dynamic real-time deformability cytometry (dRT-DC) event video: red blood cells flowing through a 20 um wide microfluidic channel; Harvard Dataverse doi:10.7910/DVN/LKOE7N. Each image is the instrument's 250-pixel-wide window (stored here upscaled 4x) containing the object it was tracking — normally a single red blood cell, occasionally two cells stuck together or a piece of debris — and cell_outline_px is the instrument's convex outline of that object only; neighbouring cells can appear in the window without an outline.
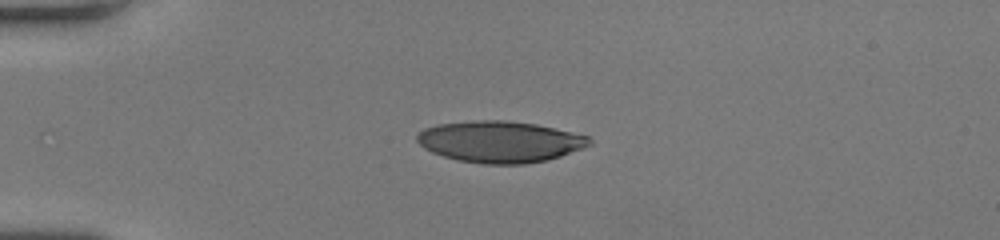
{"species": "human", "species_latin": "Homo sapiens", "temperature_condition": "room temperature", "stored_images_in_passage": 39, "camera_frame_rate_fps": 3000, "um_per_image_px": 0.085, "donor": {"sex": "female"}, "frame": {"image": 1, "passage_image": 1, "time_ms": 0.0, "image_size_px": [1000, 240], "cell_outline_px": [[592, 144], [584, 148], [548, 160], [524, 164], [484, 164], [460, 160], [444, 156], [432, 152], [424, 148], [416, 140], [416, 136], [424, 128], [436, 124], [472, 120], [504, 120], [536, 124], [588, 136], [592, 140]], "centroid_in_image_um": [42.49, 12.04], "position_along_channel_um": 42.5, "area_um2": 41.62}}
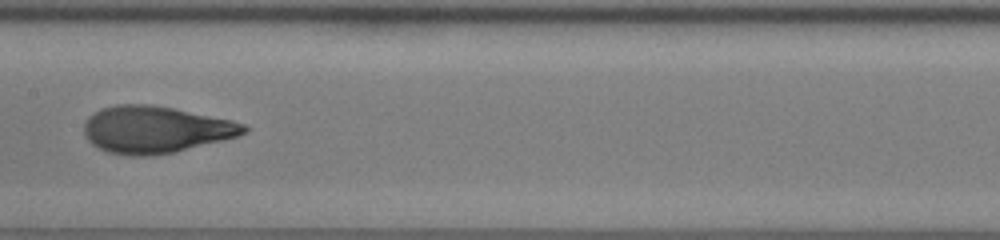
{"frame": {"image": 2, "passage_image": 15, "time_ms": 4.667, "image_size_px": [1000, 240], "cell_outline_px": [[248, 132], [236, 136], [172, 152], [148, 156], [132, 156], [108, 152], [92, 144], [88, 140], [84, 132], [84, 124], [88, 116], [100, 108], [116, 104], [148, 104], [172, 108], [232, 120], [244, 124], [248, 128]], "centroid_in_image_um": [13.16, 11.0], "position_along_channel_um": 194.2, "area_um2": 43.29}}
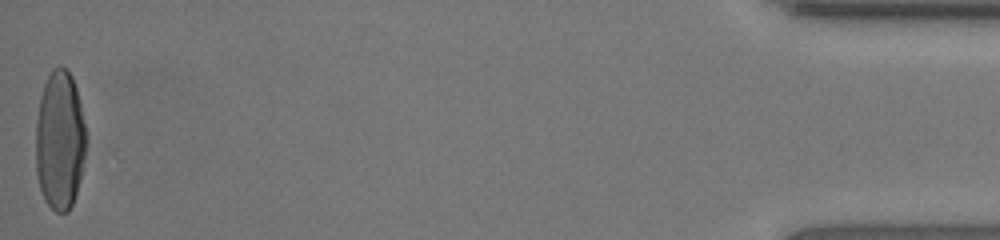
{"frame": {"image": 3, "passage_image": 39, "time_ms": 12.667, "image_size_px": [1000, 240], "cell_outline_px": [[88, 140], [80, 180], [72, 204], [68, 212], [56, 212], [44, 200], [40, 188], [36, 172], [36, 120], [40, 96], [44, 84], [52, 68], [60, 64], [68, 68], [72, 76], [80, 100], [88, 136]], "centroid_in_image_um": [5.1, 11.88], "position_along_channel_um": 430.1, "area_um2": 41.67}, "authors_computed_cell_mechanics": {"area_um2": 42.0206, "velocity_mm_per_s": 4.0763, "shape_relaxation_time_tau1_ms": 5.5543, "shape_relaxation_time_tau2_ms": 0.6563, "deformation_change_tau1": 0.2696, "deformation_change_tau2": 0.0699}}